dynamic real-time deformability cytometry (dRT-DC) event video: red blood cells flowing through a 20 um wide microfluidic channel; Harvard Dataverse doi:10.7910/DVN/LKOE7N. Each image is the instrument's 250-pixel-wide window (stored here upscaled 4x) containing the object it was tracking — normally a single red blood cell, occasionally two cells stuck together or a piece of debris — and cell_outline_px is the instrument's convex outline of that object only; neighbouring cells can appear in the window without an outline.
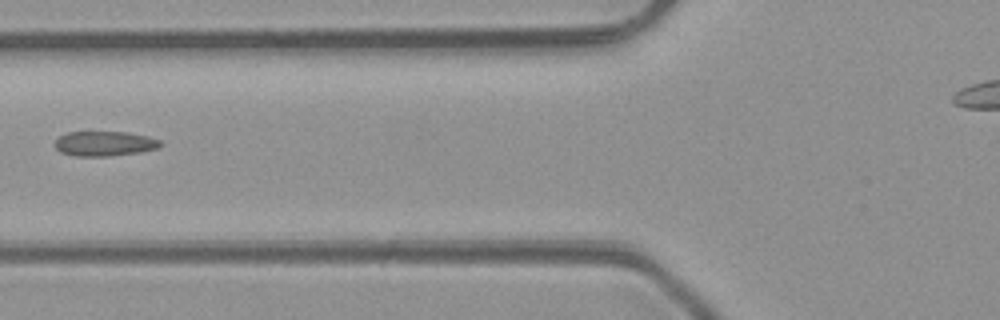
{"species": "common noctule bat (a hibernating species)", "species_latin": "Nyctalus noctula", "temperature_condition": "room temperature", "stored_images_in_passage": 7, "camera_frame_rate_fps": 3000, "um_per_image_px": 0.085, "animal": {"sex": "male", "body_mass_g": 23.1, "forearm_length_mm": 52.7}, "frame": {"image": 1, "passage_image": 6, "time_ms": 6.667, "image_size_px": [1000, 320], "cell_outline_px": [[160, 144], [156, 148], [140, 152], [108, 156], [76, 156], [60, 152], [52, 144], [60, 136], [68, 132], [124, 132], [148, 136], [160, 140]], "centroid_in_image_um": [8.83, 12.21], "position_along_channel_um": 117.0, "area_um2": 15.14}}
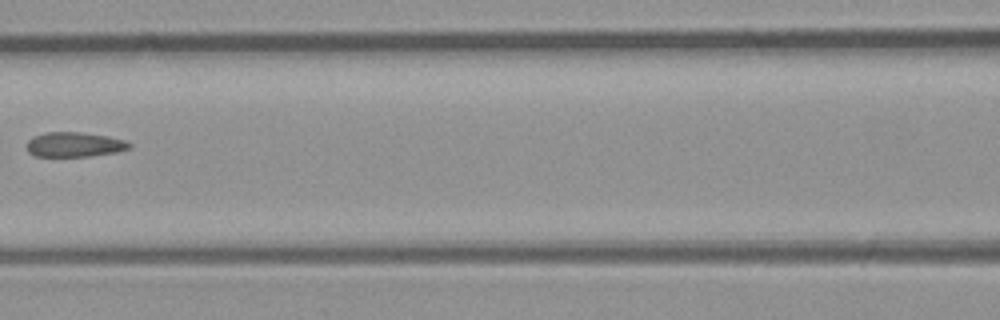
{"frame": {"image": 2, "passage_image": 7, "time_ms": 7.667, "image_size_px": [1000, 320], "cell_outline_px": [[132, 144], [128, 148], [116, 152], [88, 156], [36, 156], [28, 152], [28, 140], [32, 136], [48, 132], [80, 132], [108, 136], [124, 140]], "centroid_in_image_um": [6.31, 12.28], "position_along_channel_um": 160.3, "area_um2": 14.62}}